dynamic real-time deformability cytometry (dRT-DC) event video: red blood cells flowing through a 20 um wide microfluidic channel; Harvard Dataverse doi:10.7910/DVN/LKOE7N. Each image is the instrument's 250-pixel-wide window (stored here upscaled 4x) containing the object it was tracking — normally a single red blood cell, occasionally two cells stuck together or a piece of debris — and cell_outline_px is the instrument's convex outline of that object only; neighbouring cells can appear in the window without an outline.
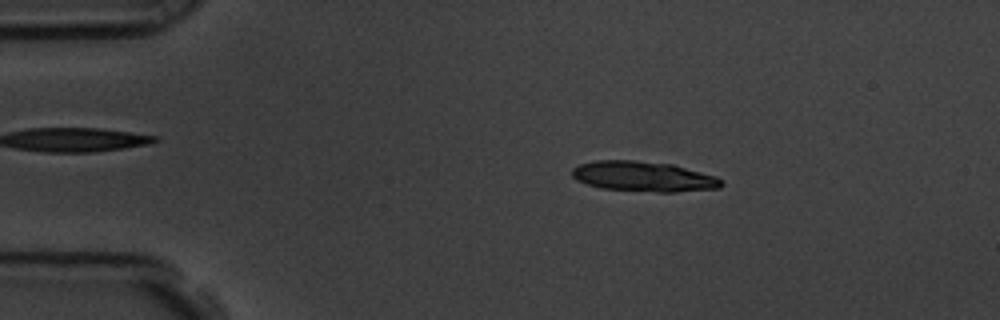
{"species": "common noctule bat (a hibernating species)", "species_latin": "Nyctalus noctula", "temperature_condition": "room temperature", "stored_images_in_passage": 51, "segment_of_instrument_passage": [1, 2], "camera_frame_rate_fps": 3000, "um_per_image_px": 0.085, "animal": {"sex": "male", "body_mass_g": 19.5, "forearm_length_mm": 54.6}, "frame": {"image": 1, "passage_image": 5, "time_ms": 1.333, "image_size_px": [1000, 320], "cell_outline_px": [[724, 184], [720, 188], [676, 192], [656, 192], [600, 188], [576, 180], [572, 176], [572, 168], [580, 164], [596, 160], [636, 160], [672, 164], [716, 176]], "centroid_in_image_um": [54.69, 15.0], "position_along_channel_um": 30.3, "area_um2": 26.3}}